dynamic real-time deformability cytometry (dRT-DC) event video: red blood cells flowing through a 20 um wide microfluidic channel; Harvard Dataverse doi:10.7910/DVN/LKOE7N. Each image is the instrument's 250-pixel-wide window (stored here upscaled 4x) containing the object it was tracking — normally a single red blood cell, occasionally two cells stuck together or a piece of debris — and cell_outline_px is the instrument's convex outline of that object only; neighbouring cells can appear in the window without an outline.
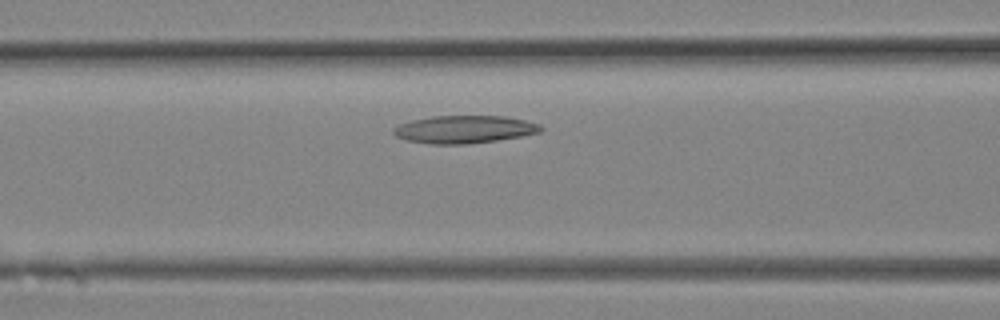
{"species": "Egyptian fruit bat (a non-hibernating species)", "species_latin": "Rousettus aegyptiacus", "temperature_condition": "room temperature", "stored_images_in_passage": 8, "camera_frame_rate_fps": 3000, "um_per_image_px": 0.085, "animal": {"sex": "female"}, "frame": {"image": 1, "passage_image": 6, "time_ms": 1.667, "image_size_px": [1000, 320], "cell_outline_px": [[544, 128], [540, 132], [520, 136], [496, 140], [468, 144], [428, 144], [408, 140], [396, 136], [392, 132], [392, 128], [400, 124], [412, 120], [432, 116], [508, 116], [540, 124]], "centroid_in_image_um": [39.46, 10.99], "position_along_channel_um": 127.1, "area_um2": 23.76}}
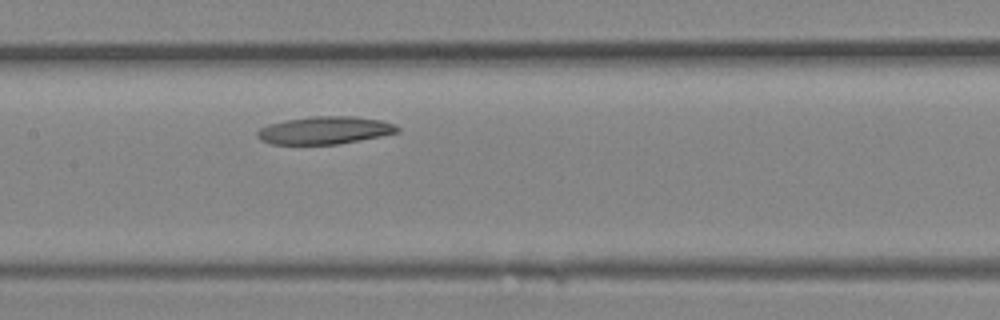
{"frame": {"image": 2, "passage_image": 8, "time_ms": 2.333, "image_size_px": [1000, 320], "cell_outline_px": [[400, 132], [380, 136], [336, 144], [272, 144], [260, 140], [256, 136], [256, 132], [260, 128], [268, 124], [284, 120], [312, 116], [356, 116], [380, 120], [396, 124], [400, 128]], "centroid_in_image_um": [27.59, 11.06], "position_along_channel_um": 179.8, "area_um2": 22.66}}